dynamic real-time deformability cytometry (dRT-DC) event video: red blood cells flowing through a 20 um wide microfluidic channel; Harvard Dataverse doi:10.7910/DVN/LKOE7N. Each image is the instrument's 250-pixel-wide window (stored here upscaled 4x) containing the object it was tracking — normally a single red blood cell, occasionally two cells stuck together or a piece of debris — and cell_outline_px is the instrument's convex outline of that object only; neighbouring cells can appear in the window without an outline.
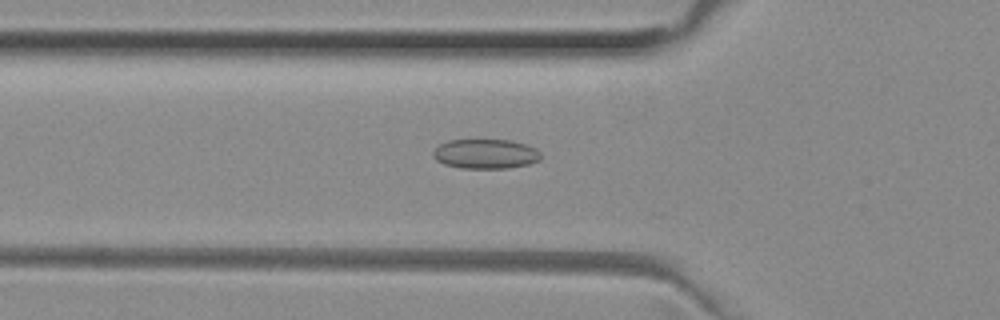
{"species": "common noctule bat (a hibernating species)", "species_latin": "Nyctalus noctula", "temperature_condition": "room temperature", "stored_images_in_passage": 45, "camera_frame_rate_fps": 3000, "um_per_image_px": 0.085, "animal": {"sex": "female", "body_mass_g": 29.2, "forearm_length_mm": 56.3}, "frame": {"image": 1, "passage_image": 11, "time_ms": 3.333, "image_size_px": [1000, 320], "cell_outline_px": [[540, 160], [528, 164], [508, 168], [460, 168], [444, 164], [436, 160], [432, 156], [432, 152], [440, 144], [448, 140], [512, 140], [536, 148], [540, 152]], "centroid_in_image_um": [41.26, 13.08], "position_along_channel_um": 84.5, "area_um2": 18.61}}
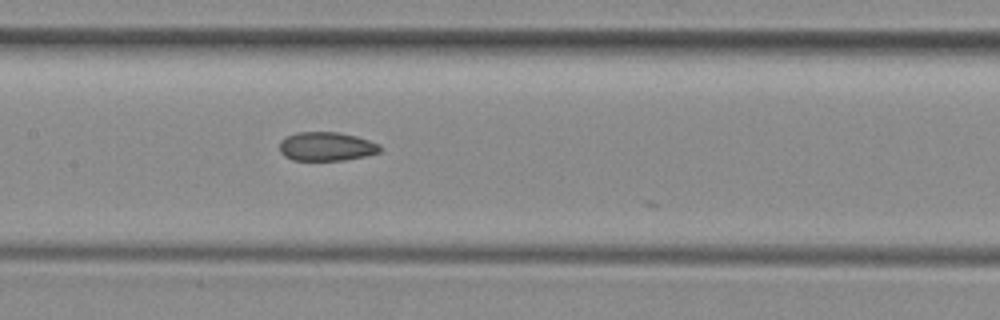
{"frame": {"image": 2, "passage_image": 18, "time_ms": 5.667, "image_size_px": [1000, 320], "cell_outline_px": [[380, 152], [364, 156], [344, 160], [292, 160], [284, 156], [280, 152], [280, 140], [296, 132], [340, 132], [356, 136], [380, 144]], "centroid_in_image_um": [27.73, 12.45], "position_along_channel_um": 179.7, "area_um2": 16.88}}
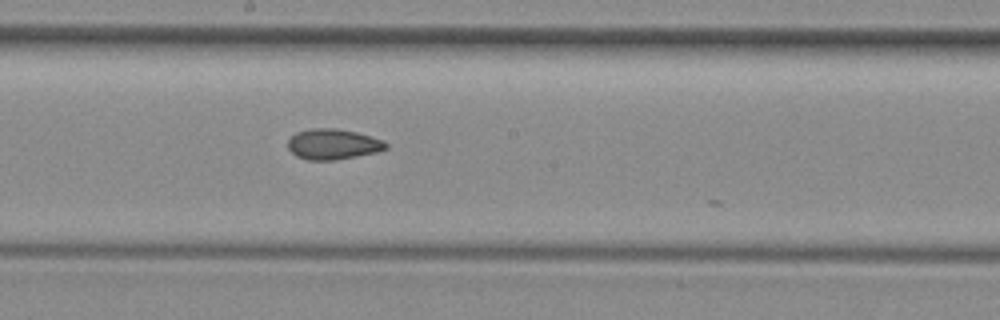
{"frame": {"image": 3, "passage_image": 21, "time_ms": 6.667, "image_size_px": [1000, 320], "cell_outline_px": [[388, 148], [376, 152], [336, 160], [308, 160], [296, 156], [288, 148], [288, 140], [296, 132], [312, 128], [336, 128], [356, 132], [384, 140], [388, 144]], "centroid_in_image_um": [28.31, 12.25], "position_along_channel_um": 219.9, "area_um2": 17.46}, "authors_computed_cell_mechanics": {"area_um2": 17.4556, "velocity_mm_per_s": 4.026, "shape_relaxation_time_tau1_ms": 10.4151, "shape_relaxation_time_tau2_ms": null, "deformation_change_tau1": 0.2824, "deformation_change_tau2": null}}